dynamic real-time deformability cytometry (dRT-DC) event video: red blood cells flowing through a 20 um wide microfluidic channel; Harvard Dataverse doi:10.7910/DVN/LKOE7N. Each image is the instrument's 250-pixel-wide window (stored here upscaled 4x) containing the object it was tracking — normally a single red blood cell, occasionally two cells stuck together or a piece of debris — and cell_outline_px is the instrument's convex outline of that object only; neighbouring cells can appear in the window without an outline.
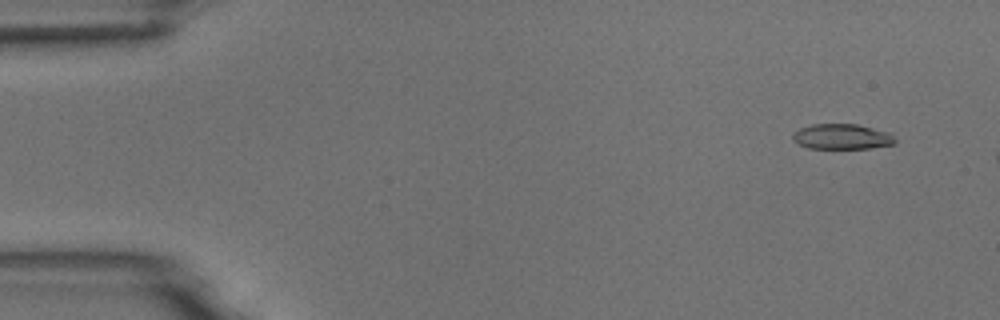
{"species": "common noctule bat (a hibernating species)", "species_latin": "Nyctalus noctula", "temperature_condition": "room temperature", "stored_images_in_passage": 2, "camera_frame_rate_fps": 3000, "um_per_image_px": 0.085, "animal": {"sex": "male", "body_mass_g": 18.8}, "frame": {"image": 1, "passage_image": 1, "time_ms": 0.0, "image_size_px": [1000, 320], "cell_outline_px": [[896, 144], [868, 148], [808, 148], [792, 140], [792, 132], [800, 128], [812, 124], [856, 124], [872, 128], [884, 132], [892, 136], [896, 140]], "centroid_in_image_um": [71.51, 11.61], "position_along_channel_um": 13.5, "area_um2": 14.91}}